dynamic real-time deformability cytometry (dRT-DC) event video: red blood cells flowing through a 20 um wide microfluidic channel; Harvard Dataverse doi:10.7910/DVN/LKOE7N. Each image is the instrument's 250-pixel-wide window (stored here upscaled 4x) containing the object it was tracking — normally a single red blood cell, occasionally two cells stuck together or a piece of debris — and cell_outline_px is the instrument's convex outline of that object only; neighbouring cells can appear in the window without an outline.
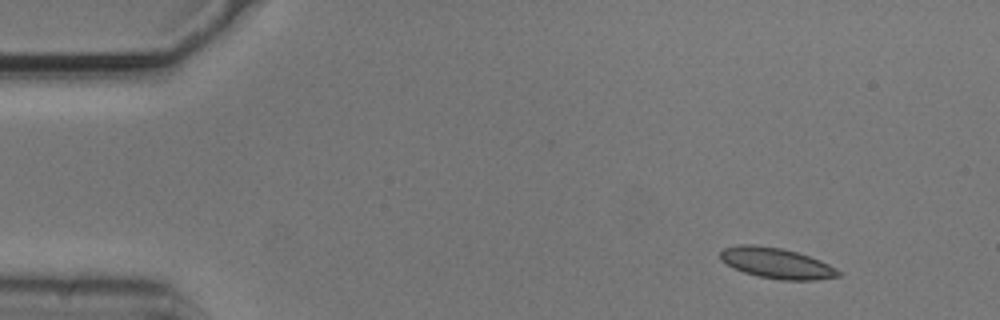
{"species": "common noctule bat (a hibernating species)", "species_latin": "Nyctalus noctula", "temperature_condition": "cold", "stored_images_in_passage": 49, "camera_frame_rate_fps": 3000, "um_per_image_px": 0.085, "animal": {"sex": "male", "body_mass_g": 20.5, "forearm_length_mm": 52.5}, "frame": {"image": 1, "passage_image": 1, "time_ms": 0.0, "image_size_px": [1000, 320], "cell_outline_px": [[844, 272], [840, 276], [816, 280], [780, 280], [760, 276], [744, 272], [720, 260], [720, 252], [724, 248], [740, 244], [752, 244], [780, 248], [796, 252], [820, 260]], "centroid_in_image_um": [66.04, 22.37], "position_along_channel_um": 19.0, "area_um2": 20.92}}
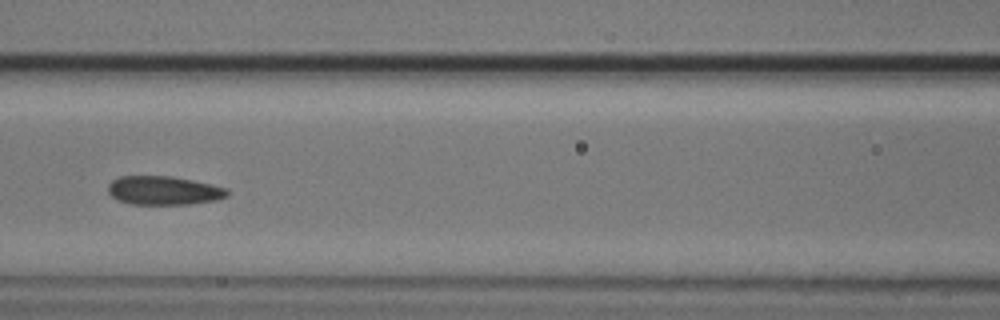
{"frame": {"image": 2, "passage_image": 19, "time_ms": 6.0, "image_size_px": [1000, 320], "cell_outline_px": [[228, 196], [216, 200], [188, 204], [132, 204], [116, 200], [108, 192], [108, 184], [112, 180], [120, 176], [172, 176], [192, 180], [228, 188]], "centroid_in_image_um": [13.9, 16.19], "position_along_channel_um": 152.7, "area_um2": 20.0}}
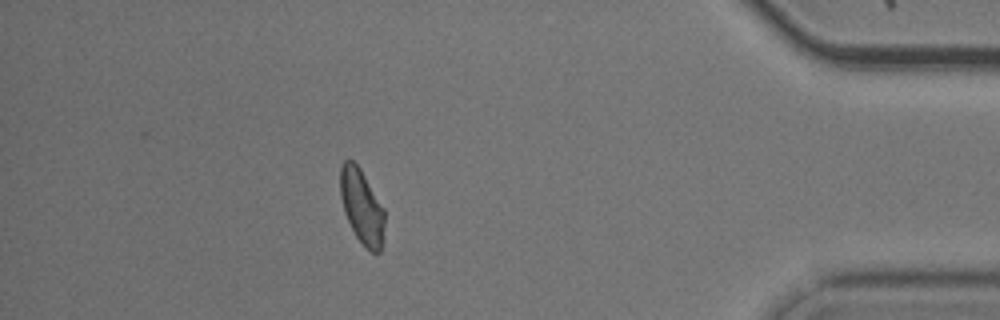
{"frame": {"image": 3, "passage_image": 43, "time_ms": 14.0, "image_size_px": [1000, 320], "cell_outline_px": [[384, 240], [380, 252], [376, 256], [356, 236], [344, 212], [340, 196], [340, 164], [344, 160], [352, 160], [360, 168], [384, 208]], "centroid_in_image_um": [30.76, 17.56], "position_along_channel_um": 404.4, "area_um2": 19.31}, "authors_computed_cell_mechanics": {"area_um2": 20.2878, "velocity_mm_per_s": 3.7158, "shape_relaxation_time_tau1_ms": 3.8541, "shape_relaxation_time_tau2_ms": 2.3856, "deformation_change_tau1": 0.0993, "deformation_change_tau2": 0.0837}}